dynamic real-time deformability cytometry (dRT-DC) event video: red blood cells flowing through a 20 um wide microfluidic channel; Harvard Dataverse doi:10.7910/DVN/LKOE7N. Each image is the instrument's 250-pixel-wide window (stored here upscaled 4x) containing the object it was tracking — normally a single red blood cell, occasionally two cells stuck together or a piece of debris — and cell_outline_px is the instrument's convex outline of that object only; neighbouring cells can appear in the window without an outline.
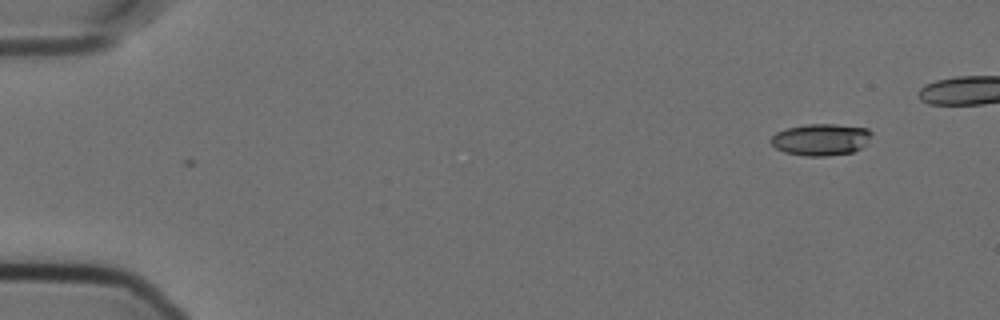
{"species": "Egyptian fruit bat (a non-hibernating species)", "species_latin": "Rousettus aegyptiacus", "temperature_condition": "cold", "stored_images_in_passage": 47, "camera_frame_rate_fps": 3000, "um_per_image_px": 0.085, "animal": {"sex": "female"}, "frame": {"image": 1, "passage_image": 1, "time_ms": 0.0, "image_size_px": [1000, 320], "cell_outline_px": [[872, 136], [868, 144], [852, 152], [828, 156], [804, 156], [784, 152], [776, 148], [768, 140], [776, 132], [784, 128], [808, 124], [836, 124], [868, 128], [872, 132]], "centroid_in_image_um": [69.78, 11.86], "position_along_channel_um": 15.2, "area_um2": 18.96}}
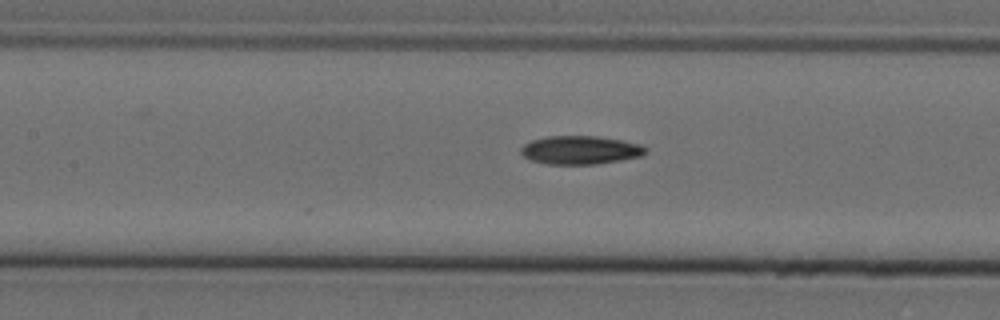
{"frame": {"image": 2, "passage_image": 23, "time_ms": 7.333, "image_size_px": [1000, 320], "cell_outline_px": [[648, 152], [644, 156], [596, 164], [548, 164], [532, 160], [524, 156], [520, 152], [520, 148], [524, 144], [532, 140], [548, 136], [596, 136], [620, 140], [640, 144], [648, 148]], "centroid_in_image_um": [49.36, 12.75], "position_along_channel_um": 158.0, "area_um2": 20.69}}
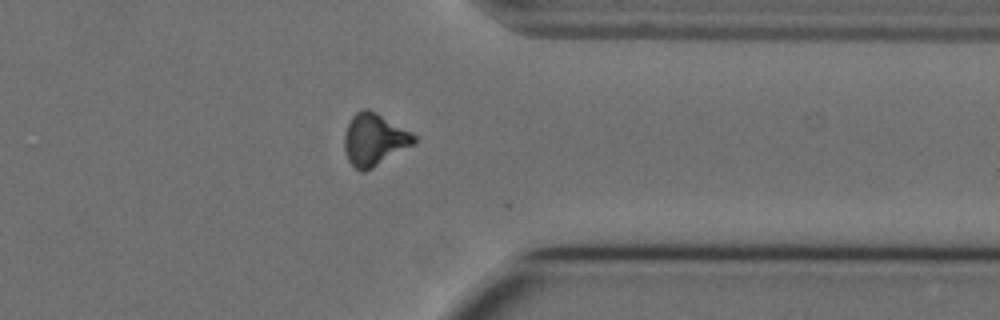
{"frame": {"image": 3, "passage_image": 42, "time_ms": 13.667, "image_size_px": [1000, 320], "cell_outline_px": [[416, 144], [372, 168], [364, 172], [360, 172], [348, 160], [344, 148], [344, 132], [352, 116], [360, 108], [368, 108], [376, 112], [412, 132], [416, 136]], "centroid_in_image_um": [31.82, 11.85], "position_along_channel_um": 379.6, "area_um2": 21.39}}